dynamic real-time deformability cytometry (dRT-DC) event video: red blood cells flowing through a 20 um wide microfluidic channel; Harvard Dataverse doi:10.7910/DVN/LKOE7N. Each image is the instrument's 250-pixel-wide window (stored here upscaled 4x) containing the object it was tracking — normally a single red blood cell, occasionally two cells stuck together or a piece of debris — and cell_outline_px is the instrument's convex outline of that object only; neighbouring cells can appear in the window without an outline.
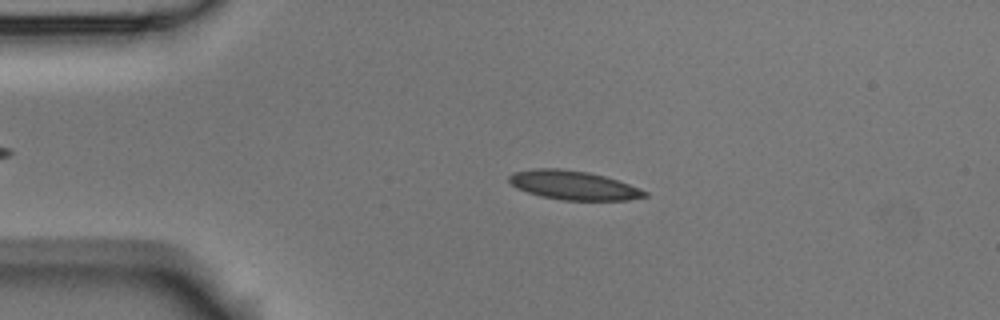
{"species": "Egyptian fruit bat (a non-hibernating species)", "species_latin": "Rousettus aegyptiacus", "temperature_condition": "room temperature", "stored_images_in_passage": 4, "camera_frame_rate_fps": 3000, "um_per_image_px": 0.085, "animal": {"sex": "male"}, "frame": {"image": 1, "passage_image": 3, "time_ms": 2.333, "image_size_px": [1000, 320], "cell_outline_px": [[648, 196], [628, 200], [560, 200], [540, 196], [516, 188], [508, 180], [508, 176], [512, 172], [536, 168], [560, 168], [588, 172], [604, 176], [628, 184], [648, 192]], "centroid_in_image_um": [48.71, 15.74], "position_along_channel_um": 36.3, "area_um2": 22.89}}